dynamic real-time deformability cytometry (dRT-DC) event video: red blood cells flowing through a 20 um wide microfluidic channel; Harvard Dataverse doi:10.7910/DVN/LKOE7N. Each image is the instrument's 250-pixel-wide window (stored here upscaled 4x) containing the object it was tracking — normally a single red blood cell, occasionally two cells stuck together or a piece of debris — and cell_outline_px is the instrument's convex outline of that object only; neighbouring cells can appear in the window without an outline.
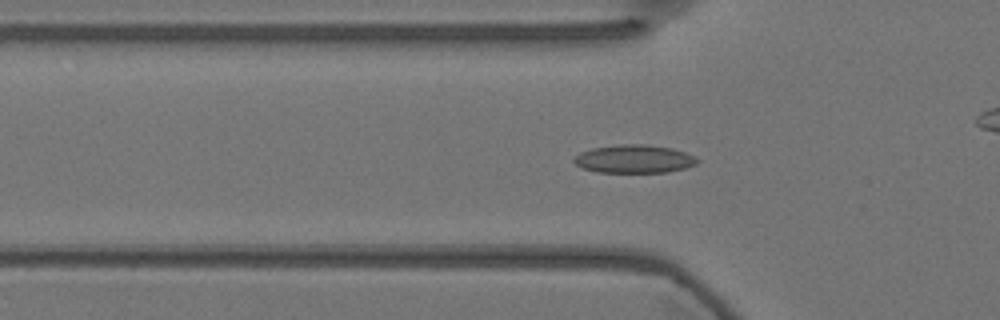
{"species": "Egyptian fruit bat (a non-hibernating species)", "species_latin": "Rousettus aegyptiacus", "temperature_condition": "warm", "stored_images_in_passage": 49, "camera_frame_rate_fps": 3000, "um_per_image_px": 0.085, "animal": {"sex": "female"}, "frame": {"image": 1, "passage_image": 18, "time_ms": 5.667, "image_size_px": [1000, 320], "cell_outline_px": [[700, 160], [696, 164], [684, 168], [668, 172], [596, 172], [584, 168], [576, 164], [572, 160], [580, 152], [592, 148], [624, 144], [644, 144], [672, 148], [696, 156]], "centroid_in_image_um": [53.93, 13.51], "position_along_channel_um": 71.9, "area_um2": 20.17}}
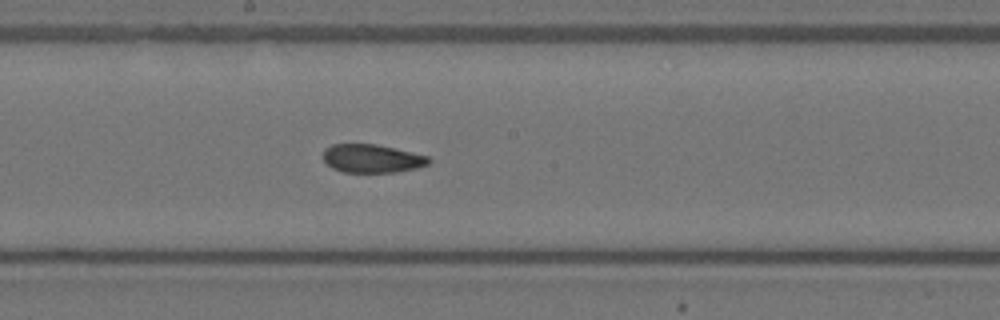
{"frame": {"image": 2, "passage_image": 30, "time_ms": 9.667, "image_size_px": [1000, 320], "cell_outline_px": [[432, 160], [428, 164], [416, 168], [396, 172], [344, 172], [332, 168], [324, 160], [324, 148], [332, 144], [372, 144], [412, 152], [428, 156]], "centroid_in_image_um": [31.61, 13.47], "position_along_channel_um": 216.6, "area_um2": 17.28}}
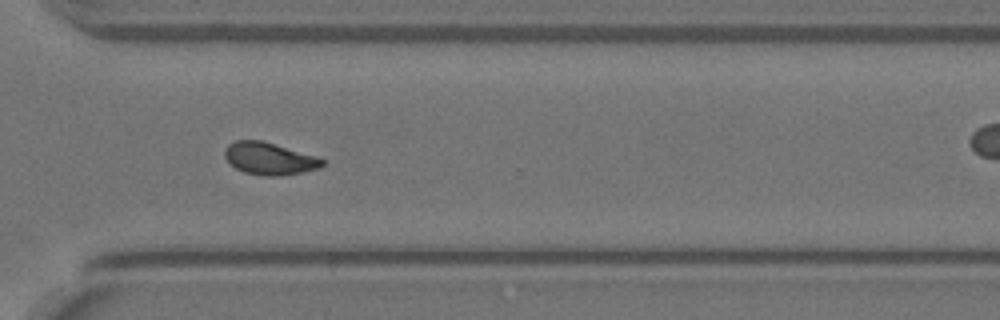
{"frame": {"image": 3, "passage_image": 41, "time_ms": 13.333, "image_size_px": [1000, 320], "cell_outline_px": [[324, 164], [320, 168], [304, 172], [280, 176], [264, 176], [244, 172], [236, 168], [224, 156], [224, 152], [228, 144], [236, 140], [260, 140], [316, 156], [324, 160]], "centroid_in_image_um": [22.9, 13.49], "position_along_channel_um": 347.7, "area_um2": 18.21}, "authors_computed_cell_mechanics": {"area_um2": 18.8428, "velocity_mm_per_s": 3.5841, "shape_relaxation_time_tau1_ms": null, "shape_relaxation_time_tau2_ms": 1.9609, "deformation_change_tau1": null, "deformation_change_tau2": 0.0698}}